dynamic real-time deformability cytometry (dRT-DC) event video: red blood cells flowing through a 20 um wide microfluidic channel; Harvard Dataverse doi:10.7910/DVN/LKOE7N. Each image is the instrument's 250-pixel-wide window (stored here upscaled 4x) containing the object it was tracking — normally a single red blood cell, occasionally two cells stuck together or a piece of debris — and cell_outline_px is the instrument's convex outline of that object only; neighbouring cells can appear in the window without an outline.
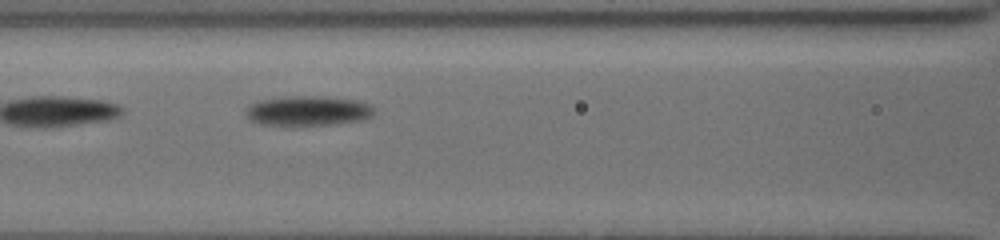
{"species": "common noctule bat (a hibernating species)", "species_latin": "Nyctalus noctula", "temperature_condition": "cold", "stored_images_in_passage": 28, "camera_frame_rate_fps": 3000, "um_per_image_px": 0.085, "animal": {"sex": "female", "body_mass_g": 19.5, "forearm_length_mm": 54.1}, "frame": {"image": 1, "passage_image": 5, "time_ms": 1.333, "image_size_px": [1000, 240], "cell_outline_px": [[372, 116], [360, 120], [328, 124], [260, 124], [252, 120], [248, 116], [248, 108], [252, 104], [260, 100], [292, 96], [324, 96], [352, 100], [368, 104], [372, 108]], "centroid_in_image_um": [26.18, 9.4], "position_along_channel_um": 140.4, "area_um2": 21.33}}